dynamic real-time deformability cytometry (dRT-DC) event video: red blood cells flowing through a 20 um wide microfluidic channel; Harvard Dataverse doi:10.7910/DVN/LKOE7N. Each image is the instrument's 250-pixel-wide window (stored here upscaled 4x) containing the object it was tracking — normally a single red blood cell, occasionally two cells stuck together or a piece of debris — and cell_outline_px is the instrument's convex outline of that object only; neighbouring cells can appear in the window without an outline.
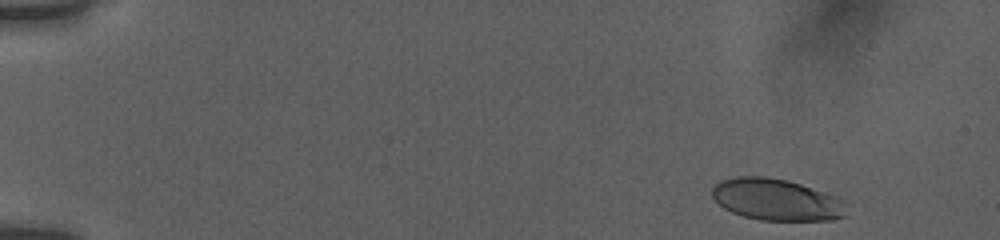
{"species": "human", "species_latin": "Homo sapiens", "temperature_condition": "room temperature", "stored_images_in_passage": 15, "camera_frame_rate_fps": 3000, "um_per_image_px": 0.085, "donor": {"sex": "female"}, "frame": {"image": 1, "passage_image": 1, "time_ms": 0.0, "image_size_px": [1000, 240], "cell_outline_px": [[848, 216], [832, 220], [760, 220], [744, 216], [732, 212], [724, 208], [712, 196], [712, 188], [720, 180], [736, 176], [764, 176], [788, 180], [840, 196], [848, 200]], "centroid_in_image_um": [66.11, 16.97], "position_along_channel_um": 18.9, "area_um2": 33.29}}
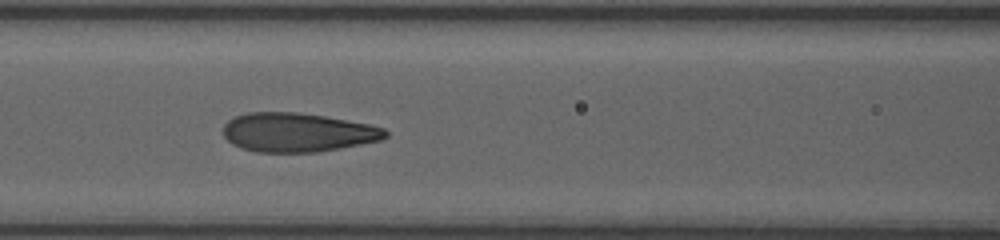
{"frame": {"image": 2, "passage_image": 13, "time_ms": 6.667, "image_size_px": [1000, 240], "cell_outline_px": [[388, 136], [380, 140], [320, 152], [256, 152], [240, 148], [232, 144], [224, 136], [224, 124], [228, 120], [236, 116], [248, 112], [296, 112], [324, 116], [368, 124], [384, 128], [388, 132]], "centroid_in_image_um": [25.27, 11.26], "position_along_channel_um": 141.3, "area_um2": 36.82}}
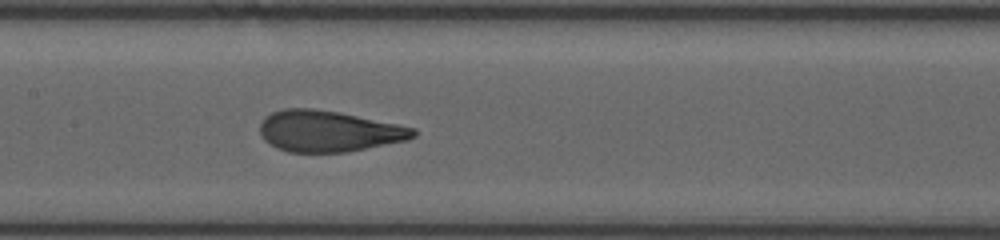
{"frame": {"image": 3, "passage_image": 15, "time_ms": 7.667, "image_size_px": [1000, 240], "cell_outline_px": [[416, 136], [408, 140], [348, 152], [288, 152], [276, 148], [264, 140], [260, 132], [260, 124], [264, 116], [272, 112], [284, 108], [312, 108], [340, 112], [416, 128]], "centroid_in_image_um": [27.92, 11.15], "position_along_channel_um": 179.5, "area_um2": 36.99}}